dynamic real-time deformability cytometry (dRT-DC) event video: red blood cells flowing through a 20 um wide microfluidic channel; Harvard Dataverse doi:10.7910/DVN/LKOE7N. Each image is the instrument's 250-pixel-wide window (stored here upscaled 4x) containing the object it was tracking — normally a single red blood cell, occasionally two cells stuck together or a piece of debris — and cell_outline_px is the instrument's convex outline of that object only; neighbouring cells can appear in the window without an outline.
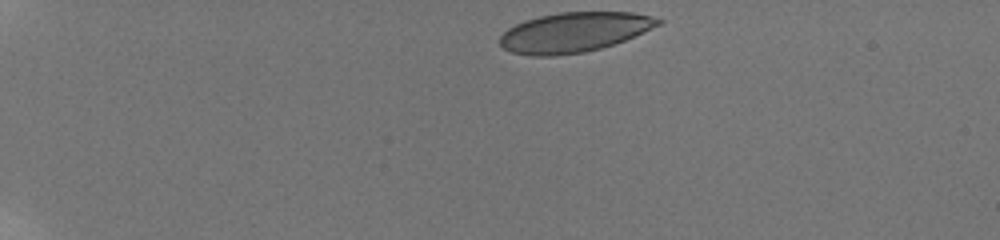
{"species": "human", "species_latin": "Homo sapiens", "temperature_condition": "room temperature", "stored_images_in_passage": 45, "camera_frame_rate_fps": 3000, "um_per_image_px": 0.085, "donor": {"sex": "male"}, "frame": {"image": 1, "passage_image": 1, "time_ms": 0.0, "image_size_px": [1000, 240], "cell_outline_px": [[664, 20], [660, 24], [644, 32], [624, 40], [600, 48], [584, 52], [552, 56], [532, 56], [512, 52], [504, 48], [500, 44], [500, 36], [508, 28], [524, 20], [540, 16], [560, 12], [632, 12]], "centroid_in_image_um": [48.78, 2.74], "position_along_channel_um": 36.2, "area_um2": 36.41}}
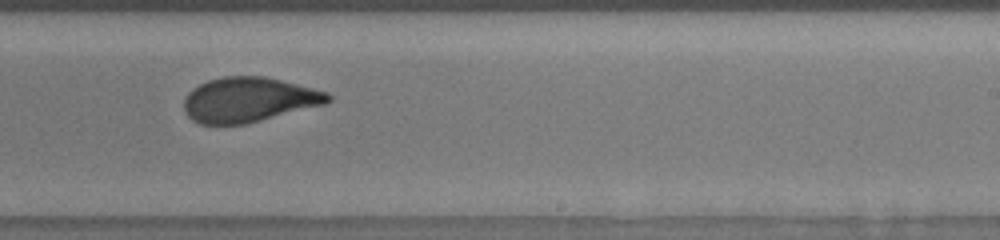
{"frame": {"image": 2, "passage_image": 27, "time_ms": 8.667, "image_size_px": [1000, 240], "cell_outline_px": [[332, 100], [328, 104], [244, 124], [200, 124], [192, 120], [184, 112], [184, 100], [188, 92], [192, 88], [208, 80], [224, 76], [264, 76], [328, 92], [332, 96]], "centroid_in_image_um": [21.15, 8.48], "position_along_channel_um": 267.8, "area_um2": 37.69}}
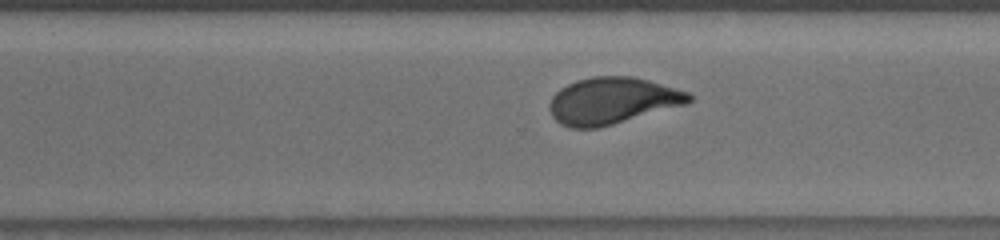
{"frame": {"image": 3, "passage_image": 31, "time_ms": 10.0, "image_size_px": [1000, 240], "cell_outline_px": [[692, 100], [688, 104], [612, 124], [596, 128], [568, 128], [560, 124], [552, 116], [548, 108], [548, 104], [552, 96], [560, 88], [576, 80], [592, 76], [632, 76], [648, 80], [688, 92], [692, 96]], "centroid_in_image_um": [52.01, 8.56], "position_along_channel_um": 318.6, "area_um2": 37.97}, "authors_computed_cell_mechanics": {"area_um2": 38.0902, "velocity_mm_per_s": 3.8086, "shape_relaxation_time_tau1_ms": 7.0648, "shape_relaxation_time_tau2_ms": 0.8521, "deformation_change_tau1": 0.1884, "deformation_change_tau2": 0.0679}}